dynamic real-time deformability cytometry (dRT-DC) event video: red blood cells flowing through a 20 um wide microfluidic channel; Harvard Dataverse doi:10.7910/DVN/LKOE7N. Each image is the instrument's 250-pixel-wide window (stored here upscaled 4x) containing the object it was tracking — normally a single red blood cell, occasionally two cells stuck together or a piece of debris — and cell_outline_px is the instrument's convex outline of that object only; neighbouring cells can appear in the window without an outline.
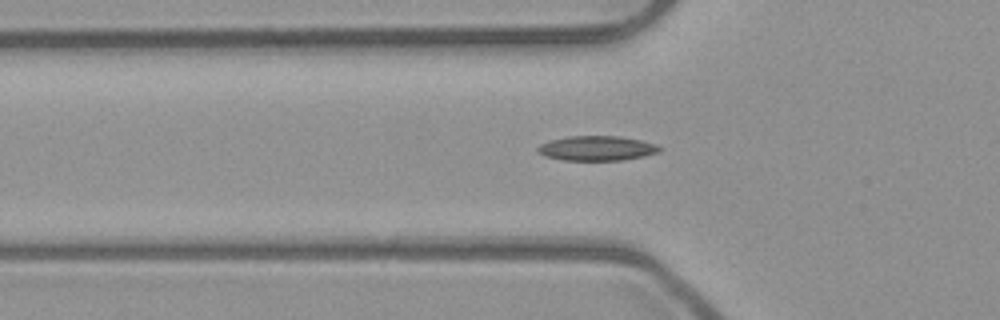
{"species": "common noctule bat (a hibernating species)", "species_latin": "Nyctalus noctula", "temperature_condition": "room temperature", "stored_images_in_passage": 47, "camera_frame_rate_fps": 3000, "um_per_image_px": 0.085, "animal": {"sex": "male", "body_mass_g": 23.1, "forearm_length_mm": 52.7}, "frame": {"image": 1, "passage_image": 17, "time_ms": 5.333, "image_size_px": [1000, 320], "cell_outline_px": [[664, 148], [660, 152], [644, 156], [624, 160], [564, 160], [544, 156], [536, 152], [536, 148], [540, 144], [552, 140], [568, 136], [620, 136], [640, 140], [656, 144]], "centroid_in_image_um": [50.75, 12.6], "position_along_channel_um": 75.1, "area_um2": 17.69}}
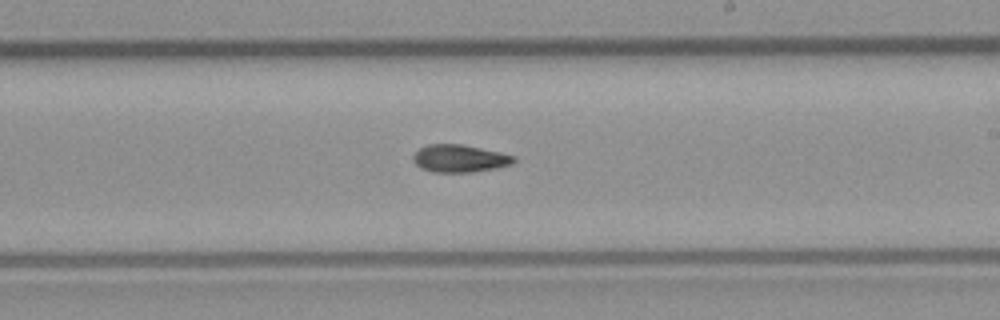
{"frame": {"image": 2, "passage_image": 30, "time_ms": 9.667, "image_size_px": [1000, 320], "cell_outline_px": [[516, 160], [512, 164], [496, 168], [472, 172], [432, 172], [420, 168], [412, 160], [412, 156], [420, 148], [428, 144], [464, 144], [500, 152], [516, 156]], "centroid_in_image_um": [39.07, 13.47], "position_along_channel_um": 249.9, "area_um2": 16.3}}
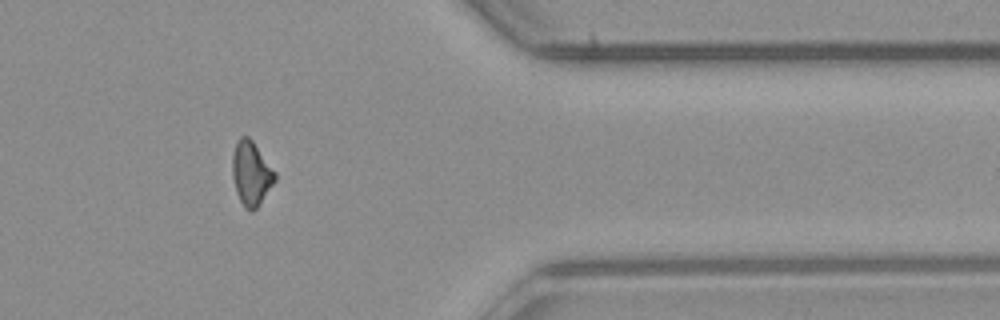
{"frame": {"image": 3, "passage_image": 42, "time_ms": 13.667, "image_size_px": [1000, 320], "cell_outline_px": [[276, 180], [256, 208], [252, 212], [248, 212], [244, 208], [236, 192], [232, 176], [232, 156], [236, 144], [240, 136], [248, 136], [252, 140], [276, 172]], "centroid_in_image_um": [21.34, 14.75], "position_along_channel_um": 390.1, "area_um2": 15.9}}